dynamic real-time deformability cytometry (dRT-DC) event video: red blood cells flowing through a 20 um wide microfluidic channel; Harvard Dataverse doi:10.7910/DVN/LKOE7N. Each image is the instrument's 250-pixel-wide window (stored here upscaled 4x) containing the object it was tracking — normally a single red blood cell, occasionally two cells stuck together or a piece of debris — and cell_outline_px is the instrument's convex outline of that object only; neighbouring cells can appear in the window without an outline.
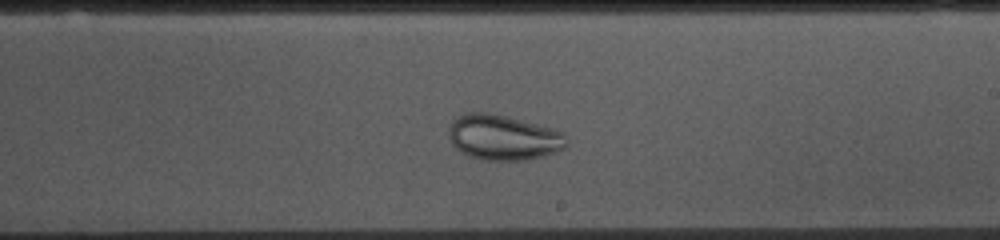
{"species": "common noctule bat (a hibernating species)", "species_latin": "Nyctalus noctula", "temperature_condition": "cold", "stored_images_in_passage": 43, "camera_frame_rate_fps": 3000, "um_per_image_px": 0.085, "animal": {"sex": "female", "body_mass_g": 10.0, "forearm_length_mm": 53.1}, "frame": {"image": 1, "passage_image": 26, "time_ms": 8.333, "image_size_px": [1000, 240], "cell_outline_px": [[568, 148], [556, 152], [524, 160], [484, 160], [468, 156], [460, 152], [452, 144], [448, 136], [448, 124], [452, 120], [468, 112], [488, 112], [552, 128], [564, 132], [568, 140]], "centroid_in_image_um": [42.77, 11.69], "position_along_channel_um": 246.2, "area_um2": 31.27}}
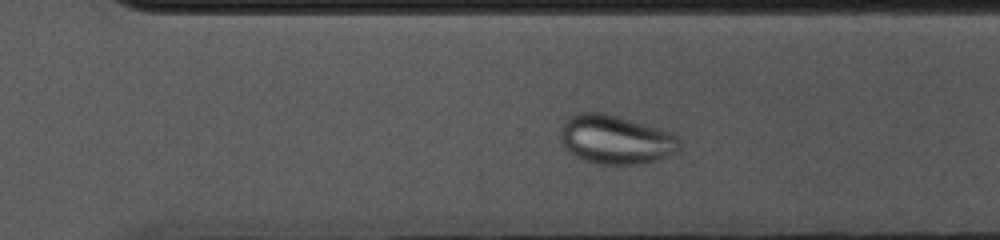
{"frame": {"image": 2, "passage_image": 32, "time_ms": 10.333, "image_size_px": [1000, 240], "cell_outline_px": [[680, 148], [676, 152], [656, 160], [644, 164], [600, 164], [584, 160], [576, 156], [564, 144], [560, 136], [560, 128], [564, 120], [572, 112], [604, 112], [672, 132], [680, 140]], "centroid_in_image_um": [52.32, 11.84], "position_along_channel_um": 318.3, "area_um2": 33.99}}
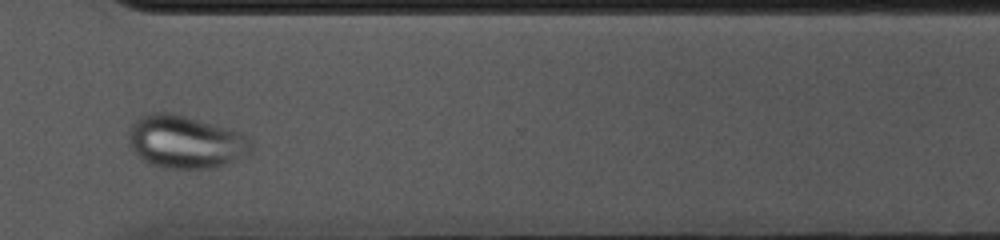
{"frame": {"image": 3, "passage_image": 35, "time_ms": 11.333, "image_size_px": [1000, 240], "cell_outline_px": [[252, 148], [248, 152], [224, 164], [208, 168], [164, 168], [152, 164], [136, 156], [128, 144], [128, 132], [136, 116], [148, 112], [168, 112], [184, 116], [228, 128], [240, 132], [248, 136], [252, 140]], "centroid_in_image_um": [15.68, 12.03], "position_along_channel_um": 354.9, "area_um2": 37.69}}